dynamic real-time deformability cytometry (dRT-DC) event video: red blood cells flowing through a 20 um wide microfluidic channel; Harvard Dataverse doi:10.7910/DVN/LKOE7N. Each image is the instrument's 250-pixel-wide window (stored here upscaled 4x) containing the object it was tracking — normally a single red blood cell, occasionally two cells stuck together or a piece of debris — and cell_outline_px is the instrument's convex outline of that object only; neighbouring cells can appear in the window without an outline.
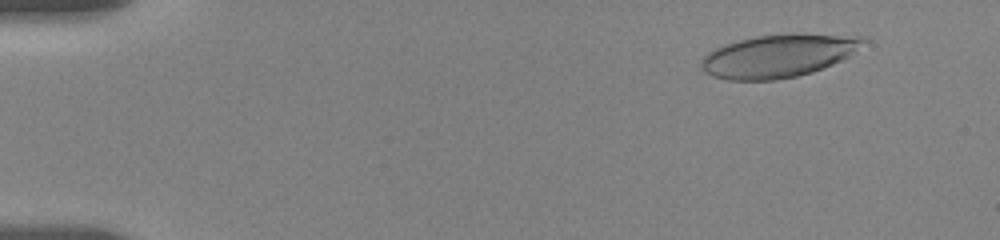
{"species": "human", "species_latin": "Homo sapiens", "temperature_condition": "room temperature", "stored_images_in_passage": 27, "camera_frame_rate_fps": 3000, "um_per_image_px": 0.085, "donor": {"sex": "female"}, "frame": {"image": 1, "passage_image": 8, "time_ms": 1.667, "image_size_px": [1000, 240], "cell_outline_px": [[868, 40], [848, 56], [832, 64], [812, 72], [796, 76], [776, 80], [728, 80], [712, 76], [704, 72], [700, 68], [700, 60], [708, 52], [724, 44], [756, 36], [868, 36]], "centroid_in_image_um": [66.08, 4.79], "position_along_channel_um": 18.9, "area_um2": 39.42}}
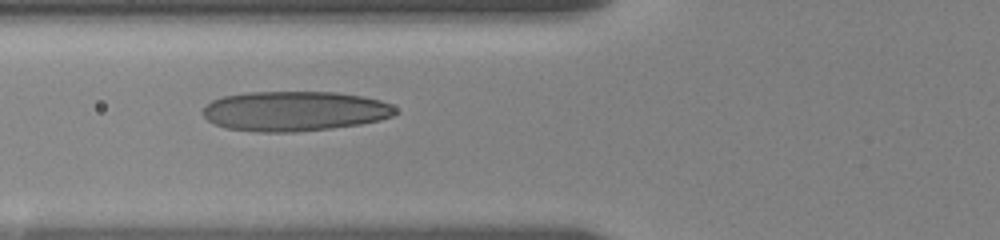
{"frame": {"image": 2, "passage_image": 25, "time_ms": 7.0, "image_size_px": [1000, 240], "cell_outline_px": [[396, 112], [392, 116], [380, 120], [360, 124], [332, 128], [296, 132], [260, 132], [224, 128], [208, 120], [200, 112], [212, 100], [224, 96], [248, 92], [336, 92], [360, 96], [380, 100], [392, 104], [396, 108]], "centroid_in_image_um": [25.03, 9.45], "position_along_channel_um": 100.8, "area_um2": 44.8}}
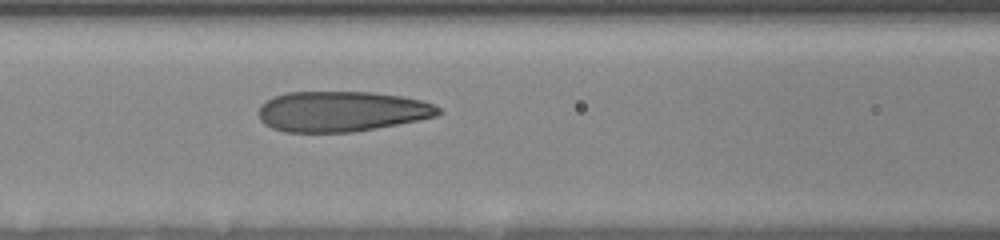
{"frame": {"image": 3, "passage_image": 27, "time_ms": 8.0, "image_size_px": [1000, 240], "cell_outline_px": [[444, 112], [436, 116], [420, 120], [376, 128], [352, 132], [284, 132], [272, 128], [264, 124], [260, 120], [260, 104], [272, 96], [288, 92], [372, 92], [400, 96], [420, 100], [436, 104]], "centroid_in_image_um": [29.04, 9.47], "position_along_channel_um": 137.6, "area_um2": 42.54}}